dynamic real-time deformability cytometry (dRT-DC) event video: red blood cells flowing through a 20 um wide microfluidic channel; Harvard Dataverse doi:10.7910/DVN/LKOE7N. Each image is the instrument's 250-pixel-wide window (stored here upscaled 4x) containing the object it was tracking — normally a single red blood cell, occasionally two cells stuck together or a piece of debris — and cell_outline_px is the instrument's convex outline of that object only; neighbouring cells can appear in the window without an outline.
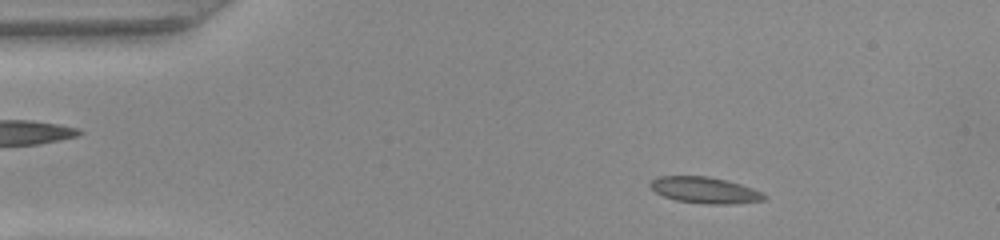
{"species": "common noctule bat (a hibernating species)", "species_latin": "Nyctalus noctula", "temperature_condition": "warm", "stored_images_in_passage": 51, "segment_of_instrument_passage": [1, 2], "camera_frame_rate_fps": 3000, "um_per_image_px": 0.085, "animal": {"sex": "female", "body_mass_g": 22.0, "forearm_length_mm": 56.7}, "frame": {"image": 1, "passage_image": 7, "time_ms": 2.0, "image_size_px": [1000, 240], "cell_outline_px": [[768, 196], [764, 200], [732, 204], [704, 204], [676, 200], [664, 196], [656, 192], [648, 184], [652, 180], [660, 176], [708, 176], [728, 180], [764, 192]], "centroid_in_image_um": [59.95, 16.16], "position_along_channel_um": 25.1, "area_um2": 17.51}}
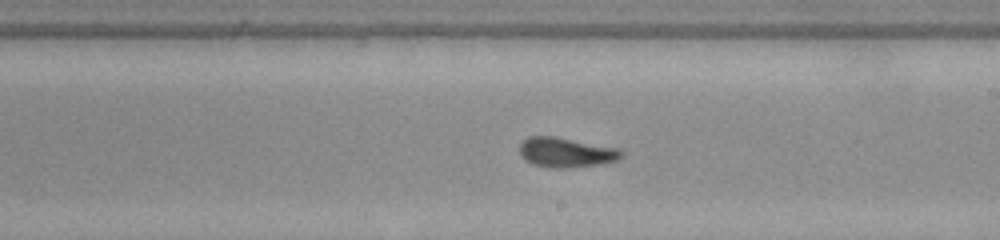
{"frame": {"image": 2, "passage_image": 28, "time_ms": 9.0, "image_size_px": [1000, 240], "cell_outline_px": [[624, 156], [620, 160], [600, 164], [568, 168], [548, 168], [532, 164], [524, 160], [520, 156], [520, 144], [528, 136], [556, 136], [620, 148], [624, 152]], "centroid_in_image_um": [48.15, 12.96], "position_along_channel_um": 240.9, "area_um2": 18.15}}
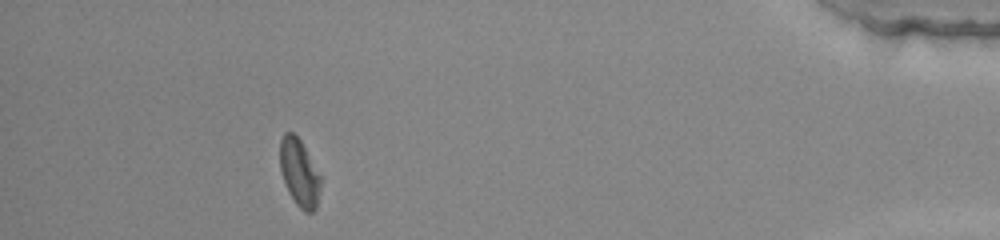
{"frame": {"image": 3, "passage_image": 45, "time_ms": 14.667, "image_size_px": [1000, 240], "cell_outline_px": [[320, 188], [316, 208], [312, 212], [304, 212], [296, 204], [288, 192], [280, 172], [280, 140], [284, 132], [292, 132], [300, 140], [320, 176]], "centroid_in_image_um": [25.41, 14.7], "position_along_channel_um": 409.8, "area_um2": 15.78}}